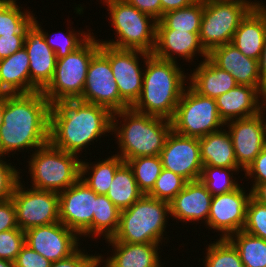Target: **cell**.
Here are the masks:
<instances>
[{"label":"cell","instance_id":"obj_12","mask_svg":"<svg viewBox=\"0 0 266 267\" xmlns=\"http://www.w3.org/2000/svg\"><path fill=\"white\" fill-rule=\"evenodd\" d=\"M99 50L110 61L120 97L131 107L139 98L143 86L144 68L139 60H146L151 54L139 50L118 49L104 43H100Z\"/></svg>","mask_w":266,"mask_h":267},{"label":"cell","instance_id":"obj_11","mask_svg":"<svg viewBox=\"0 0 266 267\" xmlns=\"http://www.w3.org/2000/svg\"><path fill=\"white\" fill-rule=\"evenodd\" d=\"M21 182L19 179L11 196L19 229L26 231L59 222V194L28 188Z\"/></svg>","mask_w":266,"mask_h":267},{"label":"cell","instance_id":"obj_30","mask_svg":"<svg viewBox=\"0 0 266 267\" xmlns=\"http://www.w3.org/2000/svg\"><path fill=\"white\" fill-rule=\"evenodd\" d=\"M142 195L132 169L127 162H123L117 168L106 196L122 211L131 207Z\"/></svg>","mask_w":266,"mask_h":267},{"label":"cell","instance_id":"obj_14","mask_svg":"<svg viewBox=\"0 0 266 267\" xmlns=\"http://www.w3.org/2000/svg\"><path fill=\"white\" fill-rule=\"evenodd\" d=\"M79 99L106 107L112 113L130 108L120 97L109 59L100 50L91 59Z\"/></svg>","mask_w":266,"mask_h":267},{"label":"cell","instance_id":"obj_23","mask_svg":"<svg viewBox=\"0 0 266 267\" xmlns=\"http://www.w3.org/2000/svg\"><path fill=\"white\" fill-rule=\"evenodd\" d=\"M266 97V87L237 85L215 99L220 118L224 123L247 118L259 113L260 105Z\"/></svg>","mask_w":266,"mask_h":267},{"label":"cell","instance_id":"obj_21","mask_svg":"<svg viewBox=\"0 0 266 267\" xmlns=\"http://www.w3.org/2000/svg\"><path fill=\"white\" fill-rule=\"evenodd\" d=\"M199 33L176 29H156V44L152 54L159 59L173 62H178L180 58L191 63L198 55L204 57L201 59H205L208 53L200 44Z\"/></svg>","mask_w":266,"mask_h":267},{"label":"cell","instance_id":"obj_16","mask_svg":"<svg viewBox=\"0 0 266 267\" xmlns=\"http://www.w3.org/2000/svg\"><path fill=\"white\" fill-rule=\"evenodd\" d=\"M81 237L63 223L56 222L36 226L25 231V244L51 262H57L74 254Z\"/></svg>","mask_w":266,"mask_h":267},{"label":"cell","instance_id":"obj_44","mask_svg":"<svg viewBox=\"0 0 266 267\" xmlns=\"http://www.w3.org/2000/svg\"><path fill=\"white\" fill-rule=\"evenodd\" d=\"M14 262L16 267H50L52 263L27 244L21 248Z\"/></svg>","mask_w":266,"mask_h":267},{"label":"cell","instance_id":"obj_31","mask_svg":"<svg viewBox=\"0 0 266 267\" xmlns=\"http://www.w3.org/2000/svg\"><path fill=\"white\" fill-rule=\"evenodd\" d=\"M204 0H197L188 7L166 12L156 23V29L200 32Z\"/></svg>","mask_w":266,"mask_h":267},{"label":"cell","instance_id":"obj_37","mask_svg":"<svg viewBox=\"0 0 266 267\" xmlns=\"http://www.w3.org/2000/svg\"><path fill=\"white\" fill-rule=\"evenodd\" d=\"M240 171L243 172L240 169L203 166L199 180L214 196L233 191L241 186L236 180L237 178L233 175H238Z\"/></svg>","mask_w":266,"mask_h":267},{"label":"cell","instance_id":"obj_17","mask_svg":"<svg viewBox=\"0 0 266 267\" xmlns=\"http://www.w3.org/2000/svg\"><path fill=\"white\" fill-rule=\"evenodd\" d=\"M160 158L164 169L176 173L187 182L199 180L203 168L199 138L183 136L171 130Z\"/></svg>","mask_w":266,"mask_h":267},{"label":"cell","instance_id":"obj_42","mask_svg":"<svg viewBox=\"0 0 266 267\" xmlns=\"http://www.w3.org/2000/svg\"><path fill=\"white\" fill-rule=\"evenodd\" d=\"M21 173L18 168L16 169L15 166L6 161L4 155L0 154V202L11 198L15 185L19 179L22 180Z\"/></svg>","mask_w":266,"mask_h":267},{"label":"cell","instance_id":"obj_51","mask_svg":"<svg viewBox=\"0 0 266 267\" xmlns=\"http://www.w3.org/2000/svg\"><path fill=\"white\" fill-rule=\"evenodd\" d=\"M225 2H235L239 3L241 5H244L246 8H248L250 11H261L266 9L265 3L263 1H252V0H221ZM264 4V5H263Z\"/></svg>","mask_w":266,"mask_h":267},{"label":"cell","instance_id":"obj_24","mask_svg":"<svg viewBox=\"0 0 266 267\" xmlns=\"http://www.w3.org/2000/svg\"><path fill=\"white\" fill-rule=\"evenodd\" d=\"M105 243L109 244L108 247L112 246L114 250L110 249L113 253L106 259H104L105 256L98 253V263L100 265L103 263L102 267H154L161 261L160 244L118 241H106Z\"/></svg>","mask_w":266,"mask_h":267},{"label":"cell","instance_id":"obj_55","mask_svg":"<svg viewBox=\"0 0 266 267\" xmlns=\"http://www.w3.org/2000/svg\"><path fill=\"white\" fill-rule=\"evenodd\" d=\"M3 124V94H0V128Z\"/></svg>","mask_w":266,"mask_h":267},{"label":"cell","instance_id":"obj_56","mask_svg":"<svg viewBox=\"0 0 266 267\" xmlns=\"http://www.w3.org/2000/svg\"><path fill=\"white\" fill-rule=\"evenodd\" d=\"M162 261H160L157 265H155L154 267H164V266H162V265H164V264H162L161 263Z\"/></svg>","mask_w":266,"mask_h":267},{"label":"cell","instance_id":"obj_36","mask_svg":"<svg viewBox=\"0 0 266 267\" xmlns=\"http://www.w3.org/2000/svg\"><path fill=\"white\" fill-rule=\"evenodd\" d=\"M126 162L133 171L139 190L147 195L163 169L160 155L132 158Z\"/></svg>","mask_w":266,"mask_h":267},{"label":"cell","instance_id":"obj_38","mask_svg":"<svg viewBox=\"0 0 266 267\" xmlns=\"http://www.w3.org/2000/svg\"><path fill=\"white\" fill-rule=\"evenodd\" d=\"M215 240L206 247L204 267H244L237 249L227 238Z\"/></svg>","mask_w":266,"mask_h":267},{"label":"cell","instance_id":"obj_48","mask_svg":"<svg viewBox=\"0 0 266 267\" xmlns=\"http://www.w3.org/2000/svg\"><path fill=\"white\" fill-rule=\"evenodd\" d=\"M130 5L136 7L139 11L151 15L155 20L161 18L160 0H126Z\"/></svg>","mask_w":266,"mask_h":267},{"label":"cell","instance_id":"obj_39","mask_svg":"<svg viewBox=\"0 0 266 267\" xmlns=\"http://www.w3.org/2000/svg\"><path fill=\"white\" fill-rule=\"evenodd\" d=\"M186 183L187 181L183 177L163 168L152 190L147 195L170 202L180 193Z\"/></svg>","mask_w":266,"mask_h":267},{"label":"cell","instance_id":"obj_9","mask_svg":"<svg viewBox=\"0 0 266 267\" xmlns=\"http://www.w3.org/2000/svg\"><path fill=\"white\" fill-rule=\"evenodd\" d=\"M172 130L183 136L201 138L225 127L215 99L196 93L186 85L171 119Z\"/></svg>","mask_w":266,"mask_h":267},{"label":"cell","instance_id":"obj_18","mask_svg":"<svg viewBox=\"0 0 266 267\" xmlns=\"http://www.w3.org/2000/svg\"><path fill=\"white\" fill-rule=\"evenodd\" d=\"M225 128L233 142L237 165L244 172L266 146L262 115L230 120Z\"/></svg>","mask_w":266,"mask_h":267},{"label":"cell","instance_id":"obj_29","mask_svg":"<svg viewBox=\"0 0 266 267\" xmlns=\"http://www.w3.org/2000/svg\"><path fill=\"white\" fill-rule=\"evenodd\" d=\"M84 160L87 159L81 160L80 179L96 194L106 195L117 168L124 161L116 153L95 163Z\"/></svg>","mask_w":266,"mask_h":267},{"label":"cell","instance_id":"obj_10","mask_svg":"<svg viewBox=\"0 0 266 267\" xmlns=\"http://www.w3.org/2000/svg\"><path fill=\"white\" fill-rule=\"evenodd\" d=\"M249 12L239 3L204 0L199 39L205 51L209 53L215 47L231 43L240 22Z\"/></svg>","mask_w":266,"mask_h":267},{"label":"cell","instance_id":"obj_54","mask_svg":"<svg viewBox=\"0 0 266 267\" xmlns=\"http://www.w3.org/2000/svg\"><path fill=\"white\" fill-rule=\"evenodd\" d=\"M0 267H16L15 262L0 259Z\"/></svg>","mask_w":266,"mask_h":267},{"label":"cell","instance_id":"obj_3","mask_svg":"<svg viewBox=\"0 0 266 267\" xmlns=\"http://www.w3.org/2000/svg\"><path fill=\"white\" fill-rule=\"evenodd\" d=\"M144 76L141 94L131 106L137 112L171 120L188 75L178 62L162 60L151 54L143 61ZM187 81V82H186Z\"/></svg>","mask_w":266,"mask_h":267},{"label":"cell","instance_id":"obj_34","mask_svg":"<svg viewBox=\"0 0 266 267\" xmlns=\"http://www.w3.org/2000/svg\"><path fill=\"white\" fill-rule=\"evenodd\" d=\"M16 1L0 0V37L26 34L27 28L33 23V11L17 5Z\"/></svg>","mask_w":266,"mask_h":267},{"label":"cell","instance_id":"obj_47","mask_svg":"<svg viewBox=\"0 0 266 267\" xmlns=\"http://www.w3.org/2000/svg\"><path fill=\"white\" fill-rule=\"evenodd\" d=\"M26 34H12L0 37V59L9 57L24 47Z\"/></svg>","mask_w":266,"mask_h":267},{"label":"cell","instance_id":"obj_19","mask_svg":"<svg viewBox=\"0 0 266 267\" xmlns=\"http://www.w3.org/2000/svg\"><path fill=\"white\" fill-rule=\"evenodd\" d=\"M24 48L29 57L30 93L42 91L53 78L57 63L55 52L33 23L27 28Z\"/></svg>","mask_w":266,"mask_h":267},{"label":"cell","instance_id":"obj_40","mask_svg":"<svg viewBox=\"0 0 266 267\" xmlns=\"http://www.w3.org/2000/svg\"><path fill=\"white\" fill-rule=\"evenodd\" d=\"M243 231L266 240V205L257 202L252 197L247 205Z\"/></svg>","mask_w":266,"mask_h":267},{"label":"cell","instance_id":"obj_27","mask_svg":"<svg viewBox=\"0 0 266 267\" xmlns=\"http://www.w3.org/2000/svg\"><path fill=\"white\" fill-rule=\"evenodd\" d=\"M30 93L29 57L23 47L0 59V94Z\"/></svg>","mask_w":266,"mask_h":267},{"label":"cell","instance_id":"obj_28","mask_svg":"<svg viewBox=\"0 0 266 267\" xmlns=\"http://www.w3.org/2000/svg\"><path fill=\"white\" fill-rule=\"evenodd\" d=\"M199 145L203 166L241 169L237 165L233 142L226 128L199 138Z\"/></svg>","mask_w":266,"mask_h":267},{"label":"cell","instance_id":"obj_6","mask_svg":"<svg viewBox=\"0 0 266 267\" xmlns=\"http://www.w3.org/2000/svg\"><path fill=\"white\" fill-rule=\"evenodd\" d=\"M100 1L107 6L108 20L116 32L115 40L101 39L100 43L118 49L139 50L152 54L156 44L157 20L139 11L126 0Z\"/></svg>","mask_w":266,"mask_h":267},{"label":"cell","instance_id":"obj_35","mask_svg":"<svg viewBox=\"0 0 266 267\" xmlns=\"http://www.w3.org/2000/svg\"><path fill=\"white\" fill-rule=\"evenodd\" d=\"M36 19L37 17H33V24L43 33L46 43L55 52L57 59L66 57L75 51L92 35L91 30L87 29L88 32L83 30L81 32L80 30L75 31V29L72 31L71 28L70 30L68 29L66 34L59 31L51 35L42 29L41 24Z\"/></svg>","mask_w":266,"mask_h":267},{"label":"cell","instance_id":"obj_8","mask_svg":"<svg viewBox=\"0 0 266 267\" xmlns=\"http://www.w3.org/2000/svg\"><path fill=\"white\" fill-rule=\"evenodd\" d=\"M92 34L75 51L57 59L53 78L42 90L50 104L59 99H79L82 96L89 64L100 49V39Z\"/></svg>","mask_w":266,"mask_h":267},{"label":"cell","instance_id":"obj_20","mask_svg":"<svg viewBox=\"0 0 266 267\" xmlns=\"http://www.w3.org/2000/svg\"><path fill=\"white\" fill-rule=\"evenodd\" d=\"M213 195L200 181L187 182L184 188L170 202V217L177 222H202L207 224ZM180 220V221H179ZM200 221V222H199Z\"/></svg>","mask_w":266,"mask_h":267},{"label":"cell","instance_id":"obj_26","mask_svg":"<svg viewBox=\"0 0 266 267\" xmlns=\"http://www.w3.org/2000/svg\"><path fill=\"white\" fill-rule=\"evenodd\" d=\"M266 9L250 11L240 22L231 43L245 56L259 60L265 41Z\"/></svg>","mask_w":266,"mask_h":267},{"label":"cell","instance_id":"obj_32","mask_svg":"<svg viewBox=\"0 0 266 267\" xmlns=\"http://www.w3.org/2000/svg\"><path fill=\"white\" fill-rule=\"evenodd\" d=\"M227 239L237 249L244 267H266V240L243 230Z\"/></svg>","mask_w":266,"mask_h":267},{"label":"cell","instance_id":"obj_15","mask_svg":"<svg viewBox=\"0 0 266 267\" xmlns=\"http://www.w3.org/2000/svg\"><path fill=\"white\" fill-rule=\"evenodd\" d=\"M242 187L214 195L211 200L210 213L205 228L220 232L219 238L225 239L243 230L246 223L247 205L251 198V189ZM247 192V193H246Z\"/></svg>","mask_w":266,"mask_h":267},{"label":"cell","instance_id":"obj_2","mask_svg":"<svg viewBox=\"0 0 266 267\" xmlns=\"http://www.w3.org/2000/svg\"><path fill=\"white\" fill-rule=\"evenodd\" d=\"M112 115L106 107L81 99H59L50 107L49 142L80 157L88 145L112 132Z\"/></svg>","mask_w":266,"mask_h":267},{"label":"cell","instance_id":"obj_13","mask_svg":"<svg viewBox=\"0 0 266 267\" xmlns=\"http://www.w3.org/2000/svg\"><path fill=\"white\" fill-rule=\"evenodd\" d=\"M96 193L81 179L59 193V219L81 238L93 239Z\"/></svg>","mask_w":266,"mask_h":267},{"label":"cell","instance_id":"obj_1","mask_svg":"<svg viewBox=\"0 0 266 267\" xmlns=\"http://www.w3.org/2000/svg\"><path fill=\"white\" fill-rule=\"evenodd\" d=\"M50 107L42 91L3 94L0 154L10 157L12 152L13 157L16 151L31 149L34 152L49 143Z\"/></svg>","mask_w":266,"mask_h":267},{"label":"cell","instance_id":"obj_50","mask_svg":"<svg viewBox=\"0 0 266 267\" xmlns=\"http://www.w3.org/2000/svg\"><path fill=\"white\" fill-rule=\"evenodd\" d=\"M251 197L257 202L266 205V182L256 184L251 189Z\"/></svg>","mask_w":266,"mask_h":267},{"label":"cell","instance_id":"obj_43","mask_svg":"<svg viewBox=\"0 0 266 267\" xmlns=\"http://www.w3.org/2000/svg\"><path fill=\"white\" fill-rule=\"evenodd\" d=\"M82 249L80 247L68 258L52 262L50 267H95L98 264V254H88L84 247Z\"/></svg>","mask_w":266,"mask_h":267},{"label":"cell","instance_id":"obj_33","mask_svg":"<svg viewBox=\"0 0 266 267\" xmlns=\"http://www.w3.org/2000/svg\"><path fill=\"white\" fill-rule=\"evenodd\" d=\"M96 207L93 216V239L112 238L118 231L121 211L106 195L96 194ZM98 237V238H97Z\"/></svg>","mask_w":266,"mask_h":267},{"label":"cell","instance_id":"obj_4","mask_svg":"<svg viewBox=\"0 0 266 267\" xmlns=\"http://www.w3.org/2000/svg\"><path fill=\"white\" fill-rule=\"evenodd\" d=\"M171 130V120L143 114L130 107L113 113L110 134H115V143L119 146L116 155L126 162L132 158L160 155Z\"/></svg>","mask_w":266,"mask_h":267},{"label":"cell","instance_id":"obj_53","mask_svg":"<svg viewBox=\"0 0 266 267\" xmlns=\"http://www.w3.org/2000/svg\"><path fill=\"white\" fill-rule=\"evenodd\" d=\"M266 97L263 99L261 105H260V109H259V113L262 115V119L264 122V127H265V135H266V116H264L266 113Z\"/></svg>","mask_w":266,"mask_h":267},{"label":"cell","instance_id":"obj_52","mask_svg":"<svg viewBox=\"0 0 266 267\" xmlns=\"http://www.w3.org/2000/svg\"><path fill=\"white\" fill-rule=\"evenodd\" d=\"M258 66H259V74H260L261 83L266 87V33H265V41H264L262 53L258 60Z\"/></svg>","mask_w":266,"mask_h":267},{"label":"cell","instance_id":"obj_7","mask_svg":"<svg viewBox=\"0 0 266 267\" xmlns=\"http://www.w3.org/2000/svg\"><path fill=\"white\" fill-rule=\"evenodd\" d=\"M30 157L26 169L32 179V188L59 194L80 179L82 159L54 147L50 142L30 153Z\"/></svg>","mask_w":266,"mask_h":267},{"label":"cell","instance_id":"obj_25","mask_svg":"<svg viewBox=\"0 0 266 267\" xmlns=\"http://www.w3.org/2000/svg\"><path fill=\"white\" fill-rule=\"evenodd\" d=\"M188 85L199 95L216 99L238 85L233 76L208 57L188 74Z\"/></svg>","mask_w":266,"mask_h":267},{"label":"cell","instance_id":"obj_49","mask_svg":"<svg viewBox=\"0 0 266 267\" xmlns=\"http://www.w3.org/2000/svg\"><path fill=\"white\" fill-rule=\"evenodd\" d=\"M196 1L197 0H160V2H161V17L166 12L188 7Z\"/></svg>","mask_w":266,"mask_h":267},{"label":"cell","instance_id":"obj_46","mask_svg":"<svg viewBox=\"0 0 266 267\" xmlns=\"http://www.w3.org/2000/svg\"><path fill=\"white\" fill-rule=\"evenodd\" d=\"M16 212L12 199L0 202V232L17 229Z\"/></svg>","mask_w":266,"mask_h":267},{"label":"cell","instance_id":"obj_45","mask_svg":"<svg viewBox=\"0 0 266 267\" xmlns=\"http://www.w3.org/2000/svg\"><path fill=\"white\" fill-rule=\"evenodd\" d=\"M244 174L245 177L243 178L247 179L249 177L248 180L252 178L251 189L258 183L266 182V146L244 171Z\"/></svg>","mask_w":266,"mask_h":267},{"label":"cell","instance_id":"obj_5","mask_svg":"<svg viewBox=\"0 0 266 267\" xmlns=\"http://www.w3.org/2000/svg\"><path fill=\"white\" fill-rule=\"evenodd\" d=\"M169 215V202L143 194L131 207L121 211L118 231L105 241L154 243L162 246L165 239L169 240L164 237L167 236L165 229Z\"/></svg>","mask_w":266,"mask_h":267},{"label":"cell","instance_id":"obj_41","mask_svg":"<svg viewBox=\"0 0 266 267\" xmlns=\"http://www.w3.org/2000/svg\"><path fill=\"white\" fill-rule=\"evenodd\" d=\"M25 245V231L17 228L0 232V259L14 262Z\"/></svg>","mask_w":266,"mask_h":267},{"label":"cell","instance_id":"obj_22","mask_svg":"<svg viewBox=\"0 0 266 267\" xmlns=\"http://www.w3.org/2000/svg\"><path fill=\"white\" fill-rule=\"evenodd\" d=\"M208 58L230 73L238 85L265 87L260 80L258 60L245 56L232 43L215 47Z\"/></svg>","mask_w":266,"mask_h":267}]
</instances>
